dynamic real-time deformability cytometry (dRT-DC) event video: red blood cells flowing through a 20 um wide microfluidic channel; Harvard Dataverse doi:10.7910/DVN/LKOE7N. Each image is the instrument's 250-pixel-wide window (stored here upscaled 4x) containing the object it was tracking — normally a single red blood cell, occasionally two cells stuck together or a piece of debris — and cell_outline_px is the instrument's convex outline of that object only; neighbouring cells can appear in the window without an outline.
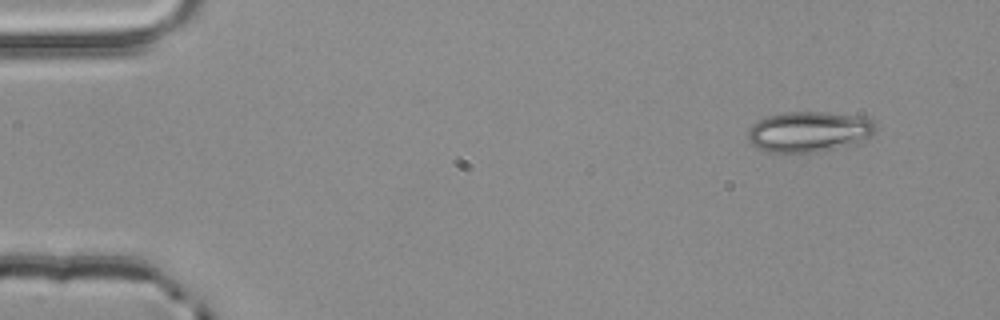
{"species": "common noctule bat (a hibernating species)", "species_latin": "Nyctalus noctula", "temperature_condition": "room temperature", "stored_images_in_passage": 50, "camera_frame_rate_fps": 3000, "um_per_image_px": 0.085, "animal": {"sex": "male", "body_mass_g": 20.4}, "frame": {"image": 1, "passage_image": 1, "time_ms": 0.0, "image_size_px": [1000, 320], "cell_outline_px": [[876, 132], [872, 136], [856, 144], [824, 152], [764, 152], [756, 148], [748, 140], [748, 128], [752, 124], [768, 116], [784, 112], [828, 112], [860, 116], [872, 120], [876, 128]], "centroid_in_image_um": [68.78, 11.21], "position_along_channel_um": 16.2, "area_um2": 30.69}}
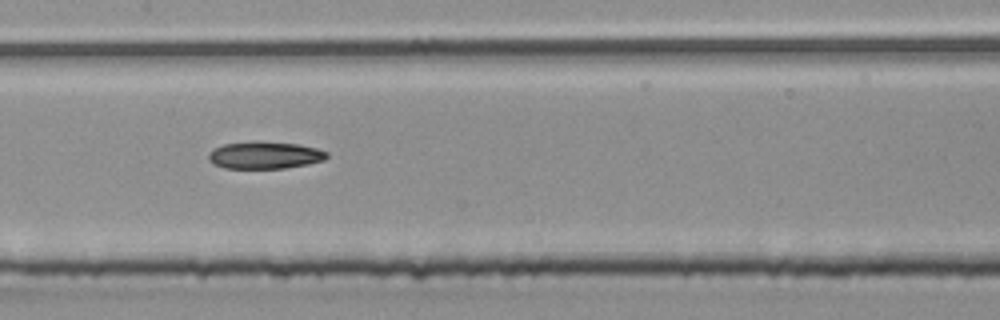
{"frame": {"image": 2, "passage_image": 23, "time_ms": 7.333, "image_size_px": [1000, 320], "cell_outline_px": [[328, 156], [324, 160], [308, 164], [284, 168], [224, 168], [208, 160], [208, 152], [212, 148], [224, 144], [256, 140], [300, 144], [316, 148], [328, 152]], "centroid_in_image_um": [22.49, 13.17], "position_along_channel_um": 184.9, "area_um2": 19.02}}
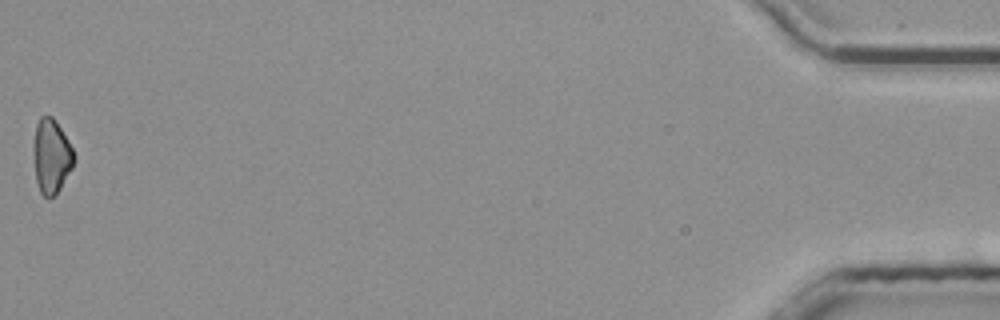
{"frame": {"image": 3, "passage_image": 50, "time_ms": 16.333, "image_size_px": [1000, 320], "cell_outline_px": [[76, 160], [72, 168], [60, 188], [52, 196], [44, 196], [40, 192], [36, 180], [32, 152], [36, 124], [40, 116], [52, 116], [68, 140], [76, 156]], "centroid_in_image_um": [4.36, 13.26], "position_along_channel_um": 430.8, "area_um2": 17.51}, "authors_computed_cell_mechanics": {"area_um2": 19.1896, "velocity_mm_per_s": 3.8849, "shape_relaxation_time_tau1_ms": 9.2943, "shape_relaxation_time_tau2_ms": null, "deformation_change_tau1": 0.2036, "deformation_change_tau2": null}}